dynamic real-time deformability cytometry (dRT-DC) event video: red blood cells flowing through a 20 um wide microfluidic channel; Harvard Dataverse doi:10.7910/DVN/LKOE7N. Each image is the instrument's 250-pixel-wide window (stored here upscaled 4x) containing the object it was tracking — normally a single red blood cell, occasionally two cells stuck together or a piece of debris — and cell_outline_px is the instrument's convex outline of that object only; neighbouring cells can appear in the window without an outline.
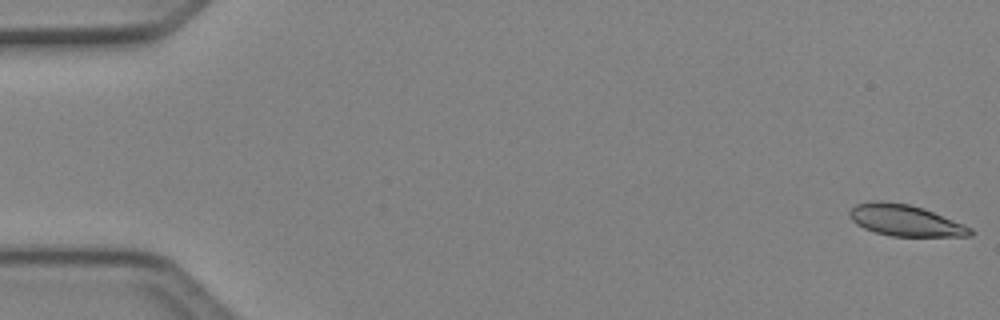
{"species": "Egyptian fruit bat (a non-hibernating species)", "species_latin": "Rousettus aegyptiacus", "temperature_condition": "cold", "stored_images_in_passage": 6, "camera_frame_rate_fps": 3000, "um_per_image_px": 0.085, "animal": {"sex": "female"}, "frame": {"image": 1, "passage_image": 1, "time_ms": 0.0, "image_size_px": [1000, 320], "cell_outline_px": [[976, 232], [972, 236], [892, 236], [876, 232], [864, 228], [856, 224], [848, 216], [848, 212], [856, 204], [872, 200], [884, 200], [908, 204], [924, 208], [964, 224], [972, 228]], "centroid_in_image_um": [76.95, 18.72], "position_along_channel_um": 8.1, "area_um2": 22.25}}
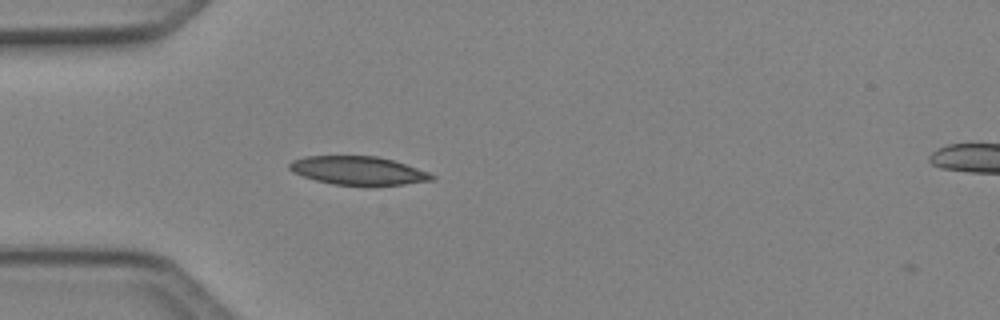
{"frame": {"image": 2, "passage_image": 5, "time_ms": 1.333, "image_size_px": [1000, 320], "cell_outline_px": [[436, 180], [404, 184], [332, 184], [316, 180], [292, 172], [288, 168], [288, 164], [292, 160], [304, 156], [376, 156], [392, 160], [428, 172], [436, 176]], "centroid_in_image_um": [30.42, 14.48], "position_along_channel_um": 54.6, "area_um2": 23.24}}